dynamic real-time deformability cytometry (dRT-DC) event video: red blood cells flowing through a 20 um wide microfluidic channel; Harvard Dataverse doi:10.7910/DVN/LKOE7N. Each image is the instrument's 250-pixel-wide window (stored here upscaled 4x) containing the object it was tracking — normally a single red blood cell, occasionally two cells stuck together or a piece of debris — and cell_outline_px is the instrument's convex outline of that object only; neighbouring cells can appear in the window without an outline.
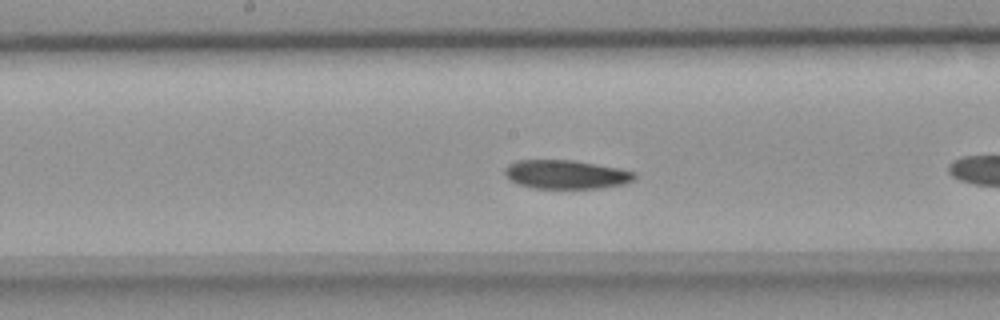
{"species": "common noctule bat (a hibernating species)", "species_latin": "Nyctalus noctula", "temperature_condition": "room temperature", "stored_images_in_passage": 36, "camera_frame_rate_fps": 3000, "um_per_image_px": 0.085, "animal": {"sex": "female", "body_mass_g": 18.4}, "frame": {"image": 1, "passage_image": 11, "time_ms": 3.333, "image_size_px": [1000, 320], "cell_outline_px": [[636, 176], [632, 180], [624, 184], [600, 188], [532, 188], [520, 184], [512, 180], [504, 172], [504, 168], [508, 164], [516, 160], [572, 160], [620, 168], [636, 172]], "centroid_in_image_um": [48.13, 14.82], "position_along_channel_um": 200.1, "area_um2": 21.68}}